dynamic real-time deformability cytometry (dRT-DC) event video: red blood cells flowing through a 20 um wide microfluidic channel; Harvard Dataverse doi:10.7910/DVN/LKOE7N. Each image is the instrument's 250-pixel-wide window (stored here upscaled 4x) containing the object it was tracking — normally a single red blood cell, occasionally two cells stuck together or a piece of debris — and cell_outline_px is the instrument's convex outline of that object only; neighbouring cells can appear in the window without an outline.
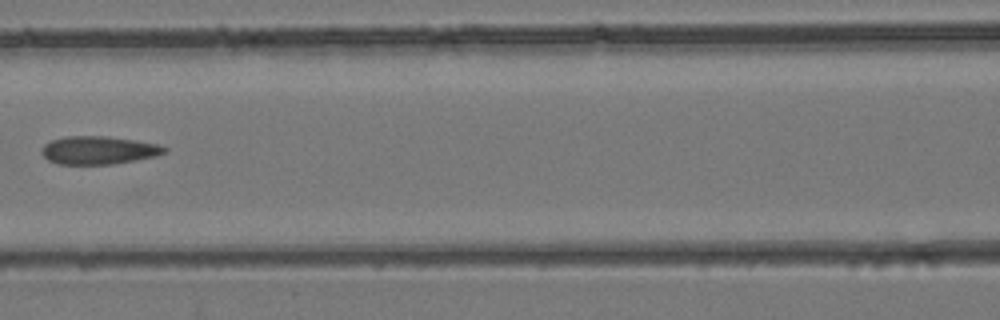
{"species": "common noctule bat (a hibernating species)", "species_latin": "Nyctalus noctula", "temperature_condition": "room temperature", "stored_images_in_passage": 9, "camera_frame_rate_fps": 3000, "um_per_image_px": 0.085, "animal": {"sex": "female", "body_mass_g": 24.6, "forearm_length_mm": 56.2}, "frame": {"image": 1, "passage_image": 7, "time_ms": 2.0, "image_size_px": [1000, 320], "cell_outline_px": [[168, 148], [164, 152], [156, 156], [136, 160], [112, 164], [56, 164], [48, 160], [40, 152], [40, 148], [44, 144], [52, 140], [64, 136], [108, 136], [156, 144]], "centroid_in_image_um": [8.32, 12.77], "position_along_channel_um": 158.3, "area_um2": 20.06}}